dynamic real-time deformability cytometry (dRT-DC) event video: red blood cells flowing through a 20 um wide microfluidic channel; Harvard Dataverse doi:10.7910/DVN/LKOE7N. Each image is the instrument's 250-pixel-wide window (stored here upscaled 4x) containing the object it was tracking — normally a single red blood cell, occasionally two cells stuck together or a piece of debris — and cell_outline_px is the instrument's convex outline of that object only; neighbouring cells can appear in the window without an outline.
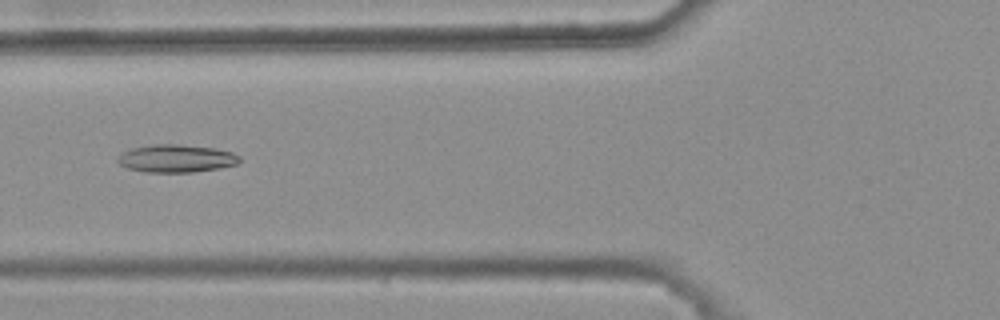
{"species": "common noctule bat (a hibernating species)", "species_latin": "Nyctalus noctula", "temperature_condition": "warm", "stored_images_in_passage": 7, "camera_frame_rate_fps": 3000, "um_per_image_px": 0.085, "animal": {"sex": "female", "body_mass_g": 25.1}, "frame": {"image": 1, "passage_image": 7, "time_ms": 2.0, "image_size_px": [1000, 320], "cell_outline_px": [[240, 160], [236, 164], [220, 168], [192, 172], [148, 172], [128, 168], [120, 164], [116, 160], [124, 152], [132, 148], [152, 144], [180, 144], [216, 148], [232, 152], [240, 156]], "centroid_in_image_um": [15.01, 13.46], "position_along_channel_um": 110.8, "area_um2": 19.65}}